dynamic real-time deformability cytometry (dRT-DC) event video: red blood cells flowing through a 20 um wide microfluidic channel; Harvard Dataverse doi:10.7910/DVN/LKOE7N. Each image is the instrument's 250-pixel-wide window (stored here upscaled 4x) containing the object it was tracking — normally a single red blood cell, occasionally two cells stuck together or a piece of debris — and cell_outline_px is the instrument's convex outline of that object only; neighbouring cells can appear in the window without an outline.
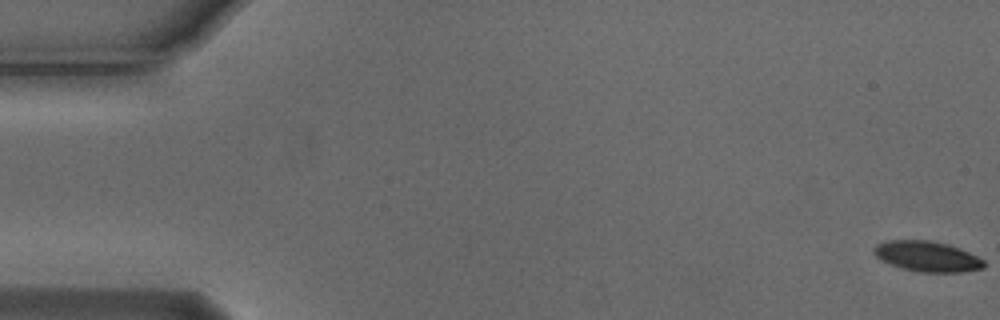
{"species": "Egyptian fruit bat (a non-hibernating species)", "species_latin": "Rousettus aegyptiacus", "temperature_condition": "cold", "stored_images_in_passage": 6, "camera_frame_rate_fps": 3000, "um_per_image_px": 0.085, "animal": {"sex": "male"}, "frame": {"image": 1, "passage_image": 1, "time_ms": 0.0, "image_size_px": [1000, 320], "cell_outline_px": [[984, 268], [960, 272], [920, 272], [888, 264], [880, 260], [872, 252], [872, 248], [876, 244], [888, 240], [928, 240], [948, 244], [960, 248], [984, 260]], "centroid_in_image_um": [78.76, 21.78], "position_along_channel_um": 6.2, "area_um2": 19.54}}
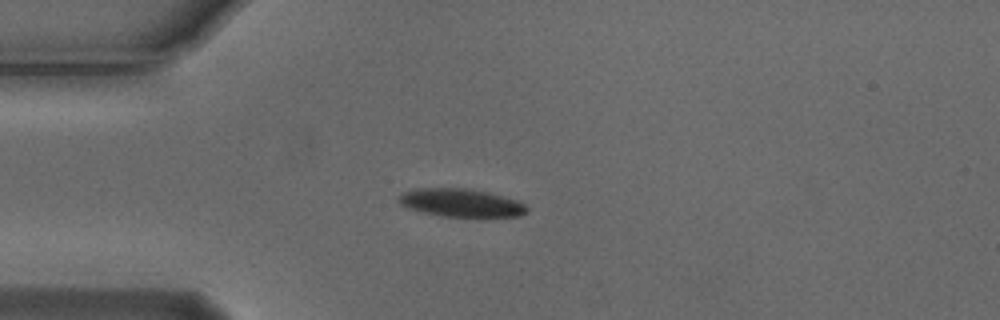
{"frame": {"image": 2, "passage_image": 5, "time_ms": 1.333, "image_size_px": [1000, 320], "cell_outline_px": [[528, 212], [520, 216], [480, 220], [440, 216], [408, 208], [400, 204], [396, 200], [404, 192], [420, 188], [464, 188], [484, 192], [520, 200], [528, 208]], "centroid_in_image_um": [39.28, 17.3], "position_along_channel_um": 45.7, "area_um2": 21.85}}